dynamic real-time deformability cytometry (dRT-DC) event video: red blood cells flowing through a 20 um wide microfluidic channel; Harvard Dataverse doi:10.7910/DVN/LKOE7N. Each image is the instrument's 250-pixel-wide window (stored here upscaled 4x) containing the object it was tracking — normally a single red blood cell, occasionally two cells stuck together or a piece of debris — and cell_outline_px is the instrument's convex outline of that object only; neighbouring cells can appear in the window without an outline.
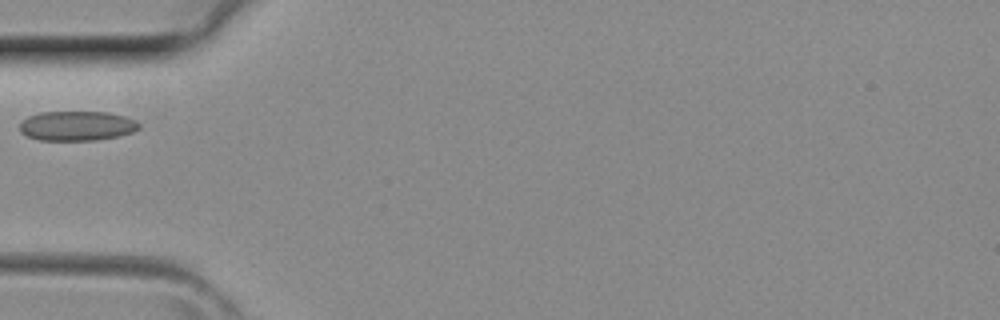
{"species": "common noctule bat (a hibernating species)", "species_latin": "Nyctalus noctula", "temperature_condition": "room temperature", "stored_images_in_passage": 3, "camera_frame_rate_fps": 3000, "um_per_image_px": 0.085, "animal": {"sex": "female", "body_mass_g": 29.2, "forearm_length_mm": 56.3}, "frame": {"image": 1, "passage_image": 3, "time_ms": 0.667, "image_size_px": [1000, 320], "cell_outline_px": [[140, 128], [132, 132], [120, 136], [96, 140], [40, 140], [28, 136], [20, 132], [20, 120], [28, 116], [40, 112], [108, 112], [124, 116], [136, 120], [140, 124]], "centroid_in_image_um": [6.54, 10.69], "position_along_channel_um": 78.5, "area_um2": 20.75}}